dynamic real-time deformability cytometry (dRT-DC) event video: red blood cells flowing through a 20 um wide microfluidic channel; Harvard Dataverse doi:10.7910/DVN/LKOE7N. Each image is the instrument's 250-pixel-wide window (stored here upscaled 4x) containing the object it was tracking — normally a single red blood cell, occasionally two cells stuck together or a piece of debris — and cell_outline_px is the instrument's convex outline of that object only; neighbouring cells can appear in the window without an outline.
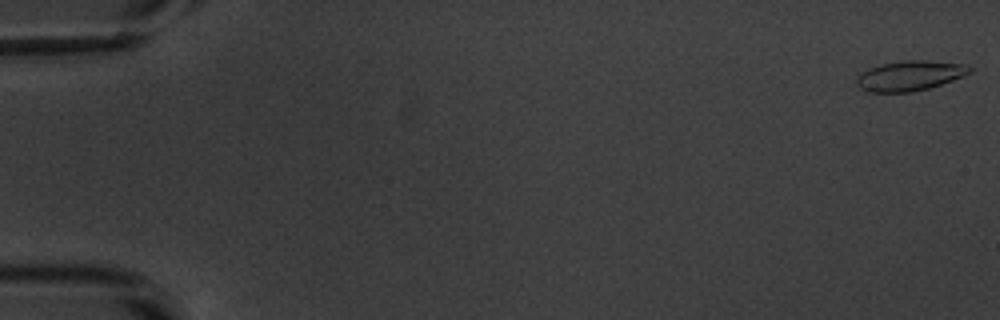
{"species": "common noctule bat (a hibernating species)", "species_latin": "Nyctalus noctula", "temperature_condition": "warm", "stored_images_in_passage": 7, "camera_frame_rate_fps": 3000, "um_per_image_px": 0.085, "animal": {"sex": "male", "body_mass_g": 20.1, "forearm_length_mm": 53.5}, "frame": {"image": 1, "passage_image": 1, "time_ms": 0.0, "image_size_px": [1000, 320], "cell_outline_px": [[972, 72], [964, 76], [928, 88], [912, 92], [864, 92], [856, 84], [856, 76], [860, 72], [868, 68], [880, 64], [900, 60], [928, 60], [968, 64], [972, 68]], "centroid_in_image_um": [77.31, 6.42], "position_along_channel_um": 7.7, "area_um2": 20.17}}